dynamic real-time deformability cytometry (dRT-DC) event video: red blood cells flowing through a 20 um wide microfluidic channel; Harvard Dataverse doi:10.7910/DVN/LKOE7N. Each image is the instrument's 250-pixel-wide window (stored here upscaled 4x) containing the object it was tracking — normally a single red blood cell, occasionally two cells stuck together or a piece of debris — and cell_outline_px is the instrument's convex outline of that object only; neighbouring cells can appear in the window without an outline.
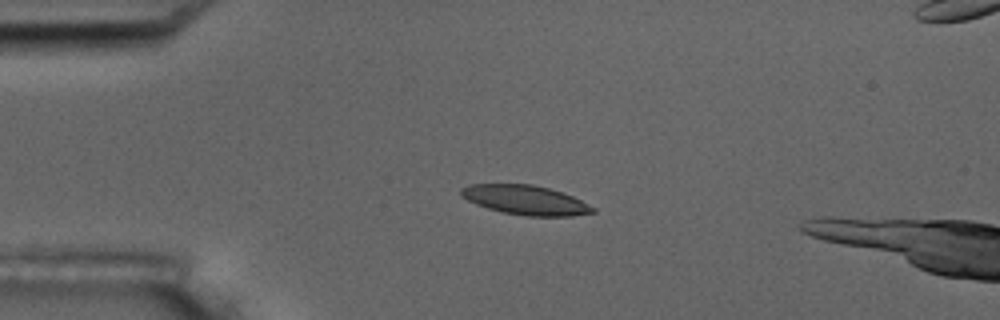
{"species": "common noctule bat (a hibernating species)", "species_latin": "Nyctalus noctula", "temperature_condition": "room temperature", "stored_images_in_passage": 4, "camera_frame_rate_fps": 3000, "um_per_image_px": 0.085, "animal": {"sex": "male", "body_mass_g": 17.5, "forearm_length_mm": 52.3}, "frame": {"image": 1, "passage_image": 2, "time_ms": 1.333, "image_size_px": [1000, 320], "cell_outline_px": [[596, 212], [572, 216], [524, 216], [504, 212], [488, 208], [476, 204], [460, 196], [460, 188], [468, 184], [532, 184], [548, 188], [572, 196], [596, 208]], "centroid_in_image_um": [44.64, 17.0], "position_along_channel_um": 40.4, "area_um2": 22.54}}